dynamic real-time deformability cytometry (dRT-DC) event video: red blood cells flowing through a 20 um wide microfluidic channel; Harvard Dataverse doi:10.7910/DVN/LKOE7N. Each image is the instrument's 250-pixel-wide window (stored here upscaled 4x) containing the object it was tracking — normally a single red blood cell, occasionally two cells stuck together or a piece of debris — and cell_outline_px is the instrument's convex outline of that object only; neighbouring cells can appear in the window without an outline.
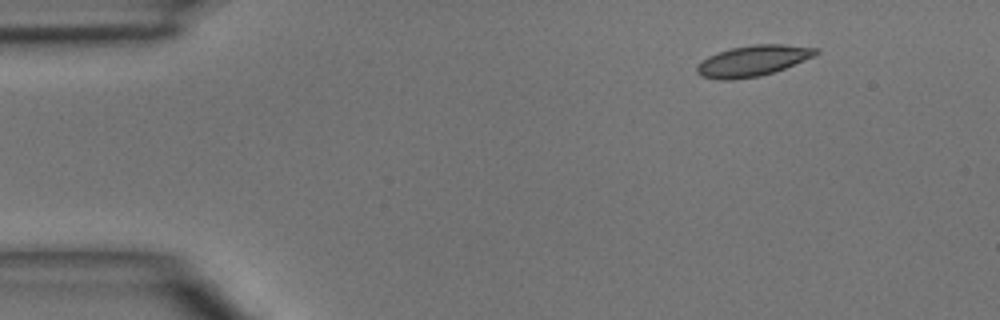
{"species": "common noctule bat (a hibernating species)", "species_latin": "Nyctalus noctula", "temperature_condition": "room temperature", "stored_images_in_passage": 4, "camera_frame_rate_fps": 3000, "um_per_image_px": 0.085, "animal": {"sex": "male", "body_mass_g": 15.6}, "frame": {"image": 1, "passage_image": 4, "time_ms": 3.667, "image_size_px": [1000, 320], "cell_outline_px": [[820, 52], [812, 56], [784, 68], [760, 76], [732, 80], [720, 80], [700, 76], [696, 72], [696, 68], [708, 56], [732, 48], [756, 44], [784, 44], [820, 48]], "centroid_in_image_um": [63.99, 5.17], "position_along_channel_um": 21.0, "area_um2": 21.04}}